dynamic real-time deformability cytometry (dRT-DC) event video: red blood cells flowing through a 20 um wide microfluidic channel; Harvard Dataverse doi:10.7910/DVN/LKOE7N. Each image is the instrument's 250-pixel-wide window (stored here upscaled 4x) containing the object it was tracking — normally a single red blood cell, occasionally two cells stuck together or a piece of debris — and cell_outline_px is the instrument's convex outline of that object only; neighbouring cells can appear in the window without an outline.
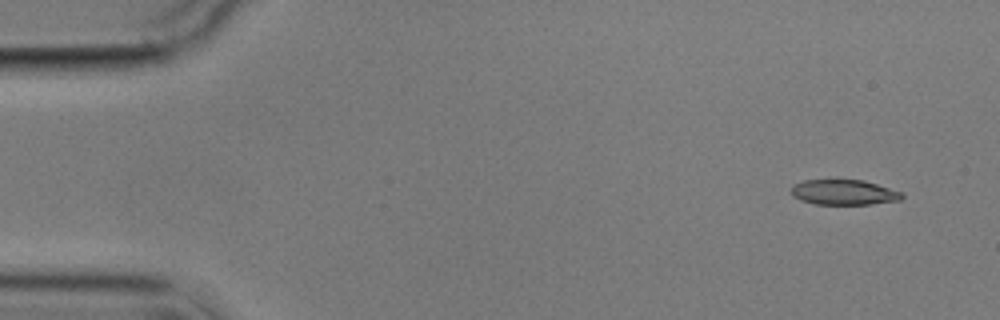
{"species": "common noctule bat (a hibernating species)", "species_latin": "Nyctalus noctula", "temperature_condition": "cold", "stored_images_in_passage": 8, "camera_frame_rate_fps": 3000, "um_per_image_px": 0.085, "animal": {"sex": "male", "body_mass_g": 17.9}, "frame": {"image": 1, "passage_image": 2, "time_ms": 1.0, "image_size_px": [1000, 320], "cell_outline_px": [[904, 196], [900, 200], [872, 204], [816, 204], [800, 200], [792, 196], [792, 184], [804, 180], [836, 176], [864, 180], [904, 192]], "centroid_in_image_um": [71.71, 16.28], "position_along_channel_um": 13.3, "area_um2": 17.22}}
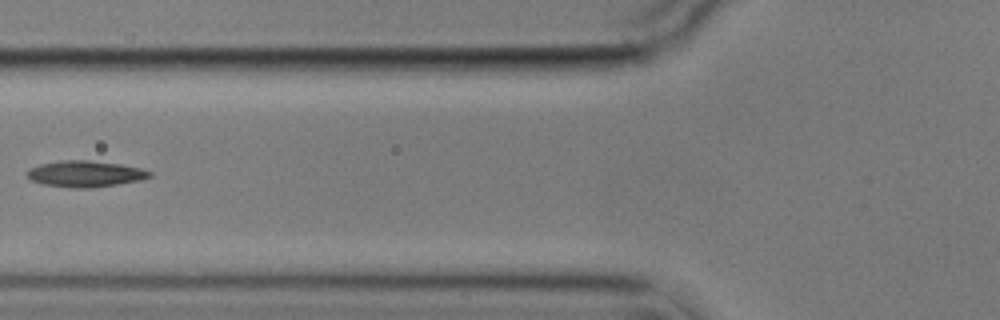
{"frame": {"image": 2, "passage_image": 7, "time_ms": 7.0, "image_size_px": [1000, 320], "cell_outline_px": [[152, 176], [140, 180], [92, 188], [72, 188], [44, 184], [32, 180], [28, 176], [28, 172], [32, 168], [40, 164], [64, 160], [88, 160], [120, 164], [140, 168], [152, 172]], "centroid_in_image_um": [7.29, 14.78], "position_along_channel_um": 118.5, "area_um2": 18.44}}
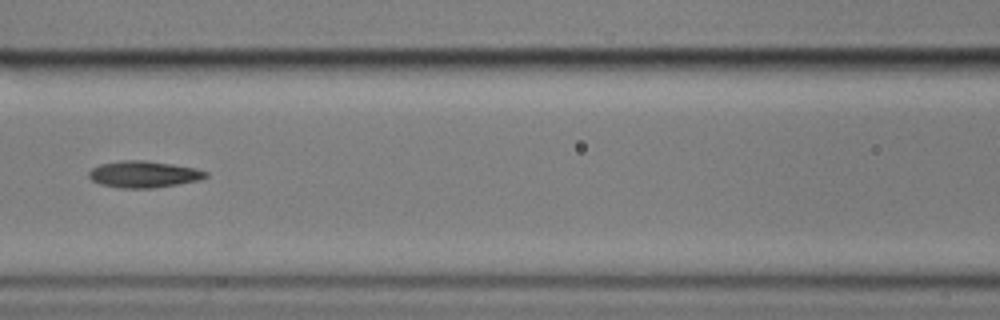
{"frame": {"image": 3, "passage_image": 8, "time_ms": 8.0, "image_size_px": [1000, 320], "cell_outline_px": [[208, 176], [200, 180], [152, 188], [120, 188], [100, 184], [92, 180], [88, 176], [88, 172], [92, 168], [100, 164], [124, 160], [144, 160], [172, 164], [196, 168], [208, 172]], "centroid_in_image_um": [12.21, 14.81], "position_along_channel_um": 154.4, "area_um2": 18.09}}